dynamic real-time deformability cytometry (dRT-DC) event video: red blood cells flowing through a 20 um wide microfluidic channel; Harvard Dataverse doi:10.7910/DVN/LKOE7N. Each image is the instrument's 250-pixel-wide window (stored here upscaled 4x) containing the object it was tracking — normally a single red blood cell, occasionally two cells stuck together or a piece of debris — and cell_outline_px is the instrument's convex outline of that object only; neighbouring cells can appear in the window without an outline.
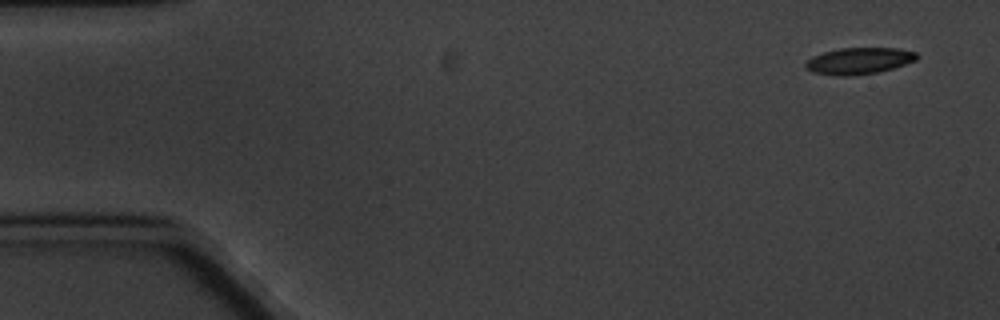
{"species": "common noctule bat (a hibernating species)", "species_latin": "Nyctalus noctula", "temperature_condition": "cold", "stored_images_in_passage": 6, "segment_of_instrument_passage": [1, 2], "camera_frame_rate_fps": 3000, "um_per_image_px": 0.085, "animal": {"sex": "male", "body_mass_g": 20.1, "forearm_length_mm": 53.5}, "frame": {"image": 1, "passage_image": 1, "time_ms": 0.0, "image_size_px": [1000, 320], "cell_outline_px": [[920, 56], [916, 60], [892, 68], [876, 72], [848, 76], [832, 76], [812, 72], [804, 68], [804, 64], [812, 56], [824, 52], [840, 48], [900, 48], [916, 52]], "centroid_in_image_um": [72.98, 5.17], "position_along_channel_um": 12.0, "area_um2": 17.28}}